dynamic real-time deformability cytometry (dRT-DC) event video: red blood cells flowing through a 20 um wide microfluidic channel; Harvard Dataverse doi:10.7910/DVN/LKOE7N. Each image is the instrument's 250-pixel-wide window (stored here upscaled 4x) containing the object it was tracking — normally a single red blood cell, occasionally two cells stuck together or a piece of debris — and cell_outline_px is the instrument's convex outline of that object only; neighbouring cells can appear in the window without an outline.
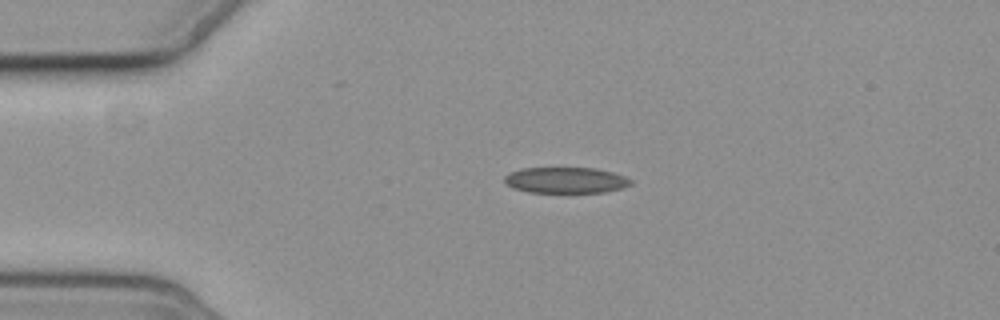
{"species": "common noctule bat (a hibernating species)", "species_latin": "Nyctalus noctula", "temperature_condition": "cold", "stored_images_in_passage": 2, "camera_frame_rate_fps": 3000, "um_per_image_px": 0.085, "animal": {"sex": "female", "body_mass_g": 19.3, "forearm_length_mm": 54.1}, "frame": {"image": 1, "passage_image": 1, "time_ms": 0.0, "image_size_px": [1000, 320], "cell_outline_px": [[632, 184], [620, 188], [604, 192], [528, 192], [512, 188], [504, 184], [504, 176], [508, 172], [520, 168], [596, 168], [612, 172], [624, 176], [632, 180]], "centroid_in_image_um": [48.02, 15.31], "position_along_channel_um": 37.0, "area_um2": 19.19}}